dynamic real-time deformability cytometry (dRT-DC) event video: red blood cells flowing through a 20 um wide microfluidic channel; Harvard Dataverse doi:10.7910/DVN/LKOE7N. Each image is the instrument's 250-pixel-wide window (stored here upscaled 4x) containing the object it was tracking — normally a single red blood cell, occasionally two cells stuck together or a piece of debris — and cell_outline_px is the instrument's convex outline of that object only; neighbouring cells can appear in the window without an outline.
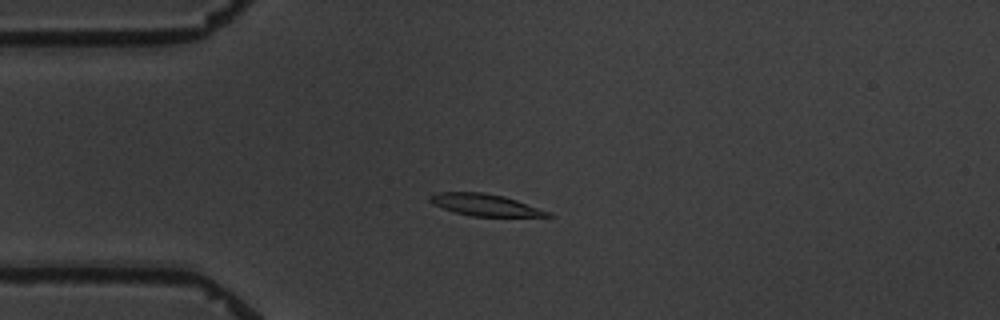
{"species": "common noctule bat (a hibernating species)", "species_latin": "Nyctalus noctula", "temperature_condition": "warm", "stored_images_in_passage": 6, "camera_frame_rate_fps": 3000, "um_per_image_px": 0.085, "animal": {"sex": "male", "body_mass_g": 19.5, "forearm_length_mm": 54.6}, "frame": {"image": 1, "passage_image": 3, "time_ms": 2.333, "image_size_px": [1000, 320], "cell_outline_px": [[556, 216], [472, 216], [456, 212], [432, 204], [428, 200], [428, 196], [436, 192], [484, 192], [504, 196], [516, 200], [548, 212]], "centroid_in_image_um": [41.15, 17.4], "position_along_channel_um": 43.8, "area_um2": 14.74}}
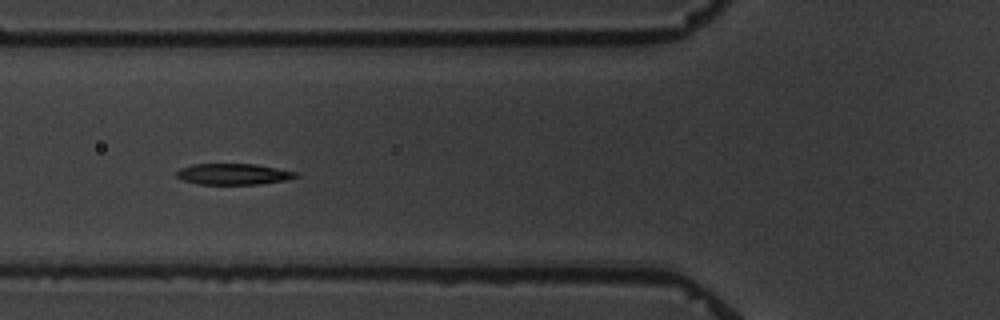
{"frame": {"image": 2, "passage_image": 5, "time_ms": 4.667, "image_size_px": [1000, 320], "cell_outline_px": [[300, 176], [284, 180], [260, 184], [200, 184], [184, 180], [176, 176], [176, 172], [180, 168], [192, 164], [256, 164], [296, 172]], "centroid_in_image_um": [19.83, 14.79], "position_along_channel_um": 106.0, "area_um2": 14.51}}
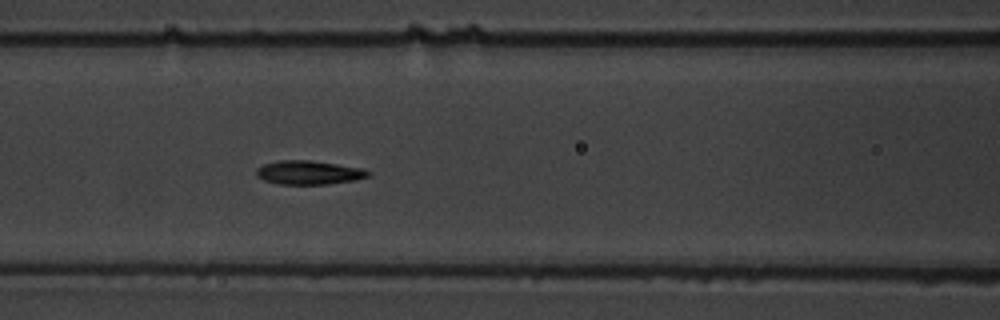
{"frame": {"image": 3, "passage_image": 6, "time_ms": 5.667, "image_size_px": [1000, 320], "cell_outline_px": [[372, 172], [368, 176], [356, 180], [328, 184], [280, 184], [264, 180], [256, 176], [256, 168], [264, 164], [280, 160], [308, 160], [336, 164], [360, 168]], "centroid_in_image_um": [26.23, 14.67], "position_along_channel_um": 140.4, "area_um2": 15.43}}